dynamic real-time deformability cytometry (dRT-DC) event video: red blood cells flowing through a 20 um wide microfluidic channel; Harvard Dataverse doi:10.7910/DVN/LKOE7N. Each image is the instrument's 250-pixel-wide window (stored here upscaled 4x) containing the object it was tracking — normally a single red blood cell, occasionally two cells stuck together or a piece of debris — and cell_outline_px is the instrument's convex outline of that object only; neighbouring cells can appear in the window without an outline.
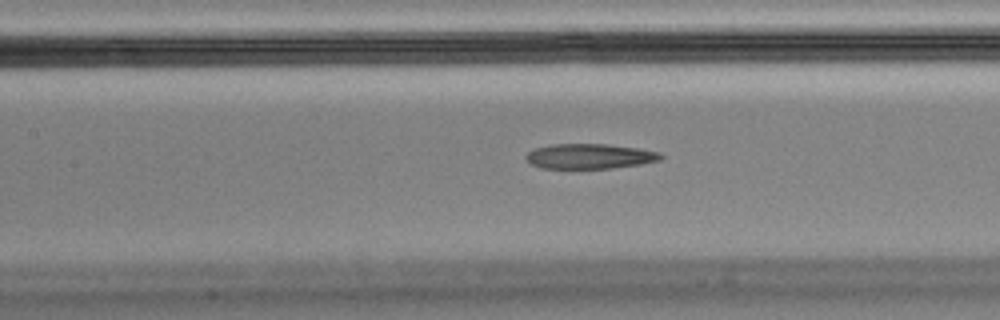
{"species": "Egyptian fruit bat (a non-hibernating species)", "species_latin": "Rousettus aegyptiacus", "temperature_condition": "cold", "stored_images_in_passage": 34, "camera_frame_rate_fps": 3000, "um_per_image_px": 0.085, "animal": {"sex": "male"}, "frame": {"image": 1, "passage_image": 8, "time_ms": 2.333, "image_size_px": [1000, 320], "cell_outline_px": [[664, 156], [660, 160], [640, 164], [612, 168], [540, 168], [524, 160], [524, 156], [528, 152], [536, 148], [552, 144], [608, 144], [636, 148], [660, 152]], "centroid_in_image_um": [50.1, 13.28], "position_along_channel_um": 157.3, "area_um2": 19.65}}
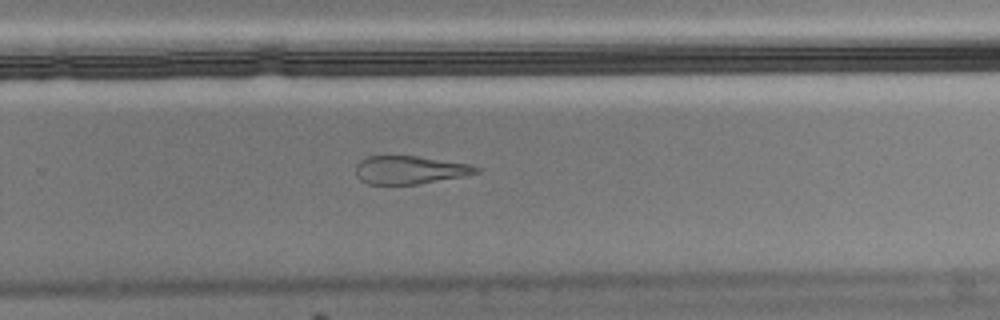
{"frame": {"image": 2, "passage_image": 20, "time_ms": 6.333, "image_size_px": [1000, 320], "cell_outline_px": [[480, 172], [464, 176], [416, 184], [368, 184], [360, 180], [356, 176], [356, 164], [360, 160], [368, 156], [416, 156], [468, 164], [480, 168]], "centroid_in_image_um": [34.8, 14.44], "position_along_channel_um": 295.0, "area_um2": 19.59}}
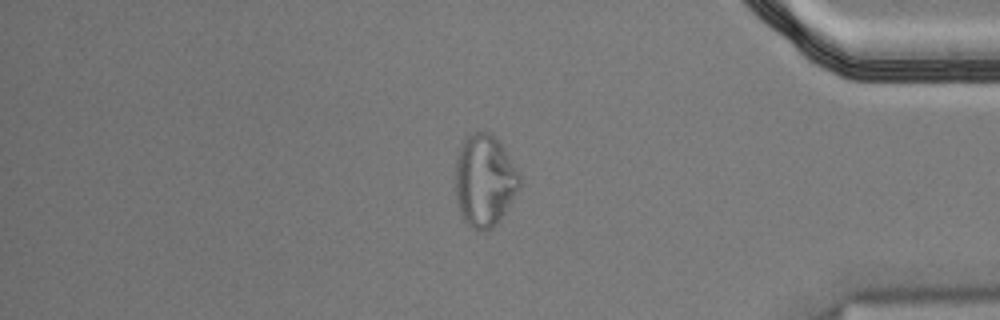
{"frame": {"image": 3, "passage_image": 31, "time_ms": 10.0, "image_size_px": [1000, 320], "cell_outline_px": [[520, 184], [504, 212], [496, 224], [488, 228], [472, 228], [464, 220], [456, 204], [456, 156], [460, 144], [472, 132], [488, 132], [504, 148], [520, 176]], "centroid_in_image_um": [41.14, 15.31], "position_along_channel_um": 394.1, "area_um2": 33.64}}